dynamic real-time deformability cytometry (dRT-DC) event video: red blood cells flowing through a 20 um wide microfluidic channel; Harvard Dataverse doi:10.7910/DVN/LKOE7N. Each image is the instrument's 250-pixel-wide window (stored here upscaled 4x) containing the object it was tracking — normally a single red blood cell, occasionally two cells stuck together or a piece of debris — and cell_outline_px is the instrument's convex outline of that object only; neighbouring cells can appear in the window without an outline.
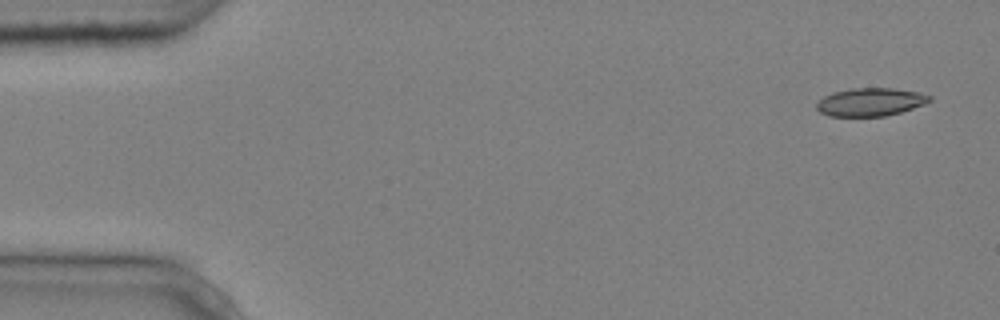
{"species": "common noctule bat (a hibernating species)", "species_latin": "Nyctalus noctula", "temperature_condition": "cold", "stored_images_in_passage": 5, "camera_frame_rate_fps": 3000, "um_per_image_px": 0.085, "animal": {"sex": "male", "body_mass_g": 20.4}, "frame": {"image": 1, "passage_image": 1, "time_ms": 0.0, "image_size_px": [1000, 320], "cell_outline_px": [[932, 100], [924, 104], [900, 112], [884, 116], [828, 116], [820, 112], [816, 108], [816, 104], [824, 96], [832, 92], [852, 88], [892, 88], [916, 92], [932, 96]], "centroid_in_image_um": [73.96, 8.67], "position_along_channel_um": 11.0, "area_um2": 18.38}}